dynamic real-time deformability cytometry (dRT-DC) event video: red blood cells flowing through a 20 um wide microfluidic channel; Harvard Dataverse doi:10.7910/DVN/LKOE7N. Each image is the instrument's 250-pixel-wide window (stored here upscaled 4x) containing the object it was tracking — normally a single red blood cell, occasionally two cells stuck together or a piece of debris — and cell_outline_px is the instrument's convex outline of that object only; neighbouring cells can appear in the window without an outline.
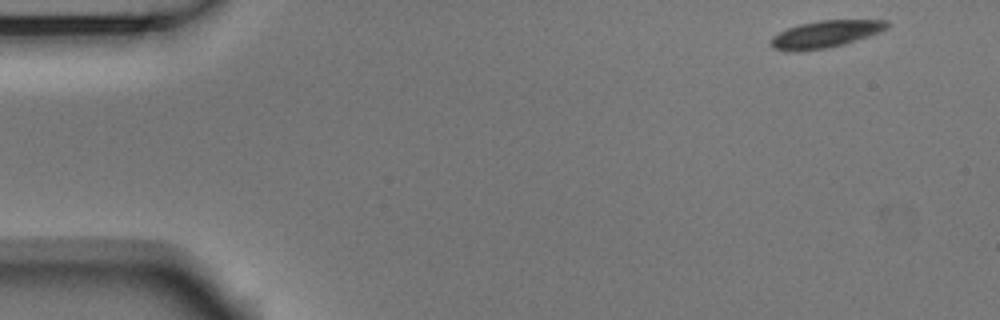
{"species": "Egyptian fruit bat (a non-hibernating species)", "species_latin": "Rousettus aegyptiacus", "temperature_condition": "room temperature", "stored_images_in_passage": 52, "segment_of_instrument_passage": [1, 2], "camera_frame_rate_fps": 3000, "um_per_image_px": 0.085, "animal": {"sex": "male"}, "frame": {"image": 1, "passage_image": 1, "time_ms": 0.0, "image_size_px": [1000, 320], "cell_outline_px": [[888, 28], [880, 32], [844, 44], [824, 48], [772, 48], [768, 44], [768, 40], [772, 36], [788, 28], [800, 24], [820, 20], [888, 20]], "centroid_in_image_um": [70.22, 2.85], "position_along_channel_um": 14.8, "area_um2": 17.57}}
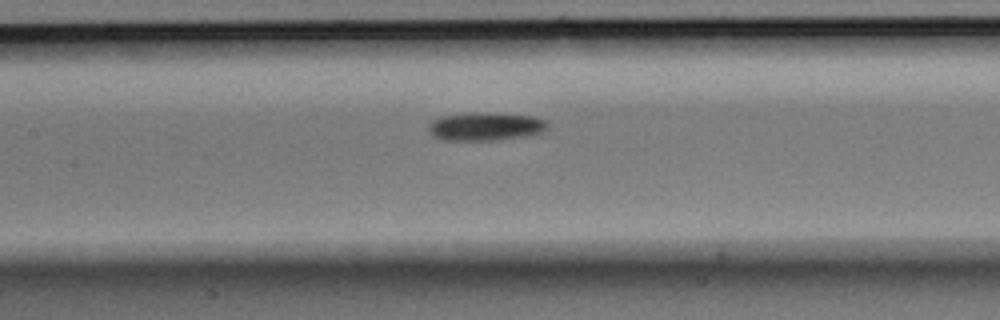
{"frame": {"image": 2, "passage_image": 22, "time_ms": 7.0, "image_size_px": [1000, 320], "cell_outline_px": [[548, 128], [540, 132], [528, 136], [500, 140], [444, 140], [432, 136], [428, 132], [428, 124], [432, 120], [440, 116], [468, 112], [476, 112], [532, 116], [544, 120], [548, 124]], "centroid_in_image_um": [41.21, 10.75], "position_along_channel_um": 166.2, "area_um2": 19.77}}
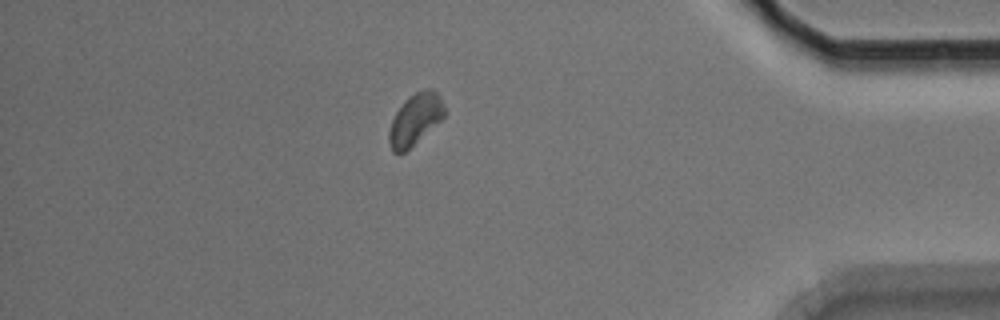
{"frame": {"image": 3, "passage_image": 44, "time_ms": 14.333, "image_size_px": [1000, 320], "cell_outline_px": [[444, 116], [440, 120], [404, 152], [392, 152], [388, 140], [388, 132], [392, 120], [396, 112], [404, 100], [408, 96], [424, 88], [432, 88], [440, 96], [444, 108]], "centroid_in_image_um": [35.26, 10.11], "position_along_channel_um": 399.9, "area_um2": 16.24}}